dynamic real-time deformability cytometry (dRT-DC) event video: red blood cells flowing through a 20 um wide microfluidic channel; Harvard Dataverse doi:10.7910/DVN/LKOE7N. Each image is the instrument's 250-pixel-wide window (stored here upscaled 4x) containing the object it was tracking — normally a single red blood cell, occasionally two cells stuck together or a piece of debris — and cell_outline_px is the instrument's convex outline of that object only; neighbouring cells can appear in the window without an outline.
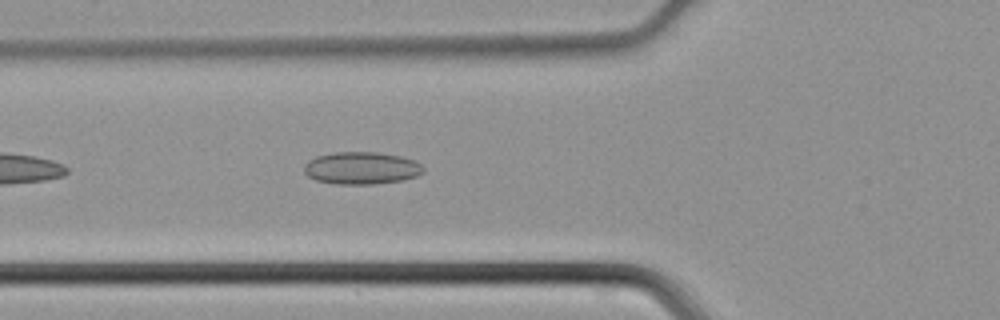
{"species": "common noctule bat (a hibernating species)", "species_latin": "Nyctalus noctula", "temperature_condition": "cold", "stored_images_in_passage": 33, "camera_frame_rate_fps": 3000, "um_per_image_px": 0.085, "animal": {"sex": "male", "body_mass_g": 21.5, "forearm_length_mm": 52.0}, "frame": {"image": 1, "passage_image": 3, "time_ms": 0.667, "image_size_px": [1000, 320], "cell_outline_px": [[424, 172], [416, 176], [404, 180], [372, 184], [336, 184], [316, 180], [308, 176], [304, 172], [304, 164], [308, 160], [316, 156], [336, 152], [376, 152], [400, 156], [412, 160], [420, 164], [424, 168]], "centroid_in_image_um": [30.71, 14.29], "position_along_channel_um": 95.1, "area_um2": 22.48}}
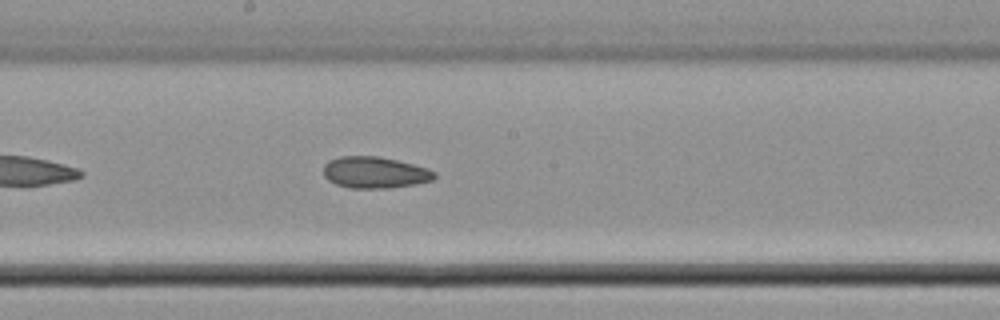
{"frame": {"image": 2, "passage_image": 11, "time_ms": 3.333, "image_size_px": [1000, 320], "cell_outline_px": [[436, 176], [432, 180], [416, 184], [388, 188], [352, 188], [336, 184], [328, 180], [324, 176], [324, 164], [328, 160], [340, 156], [380, 156], [428, 168], [436, 172]], "centroid_in_image_um": [31.85, 14.65], "position_along_channel_um": 216.3, "area_um2": 20.4}}
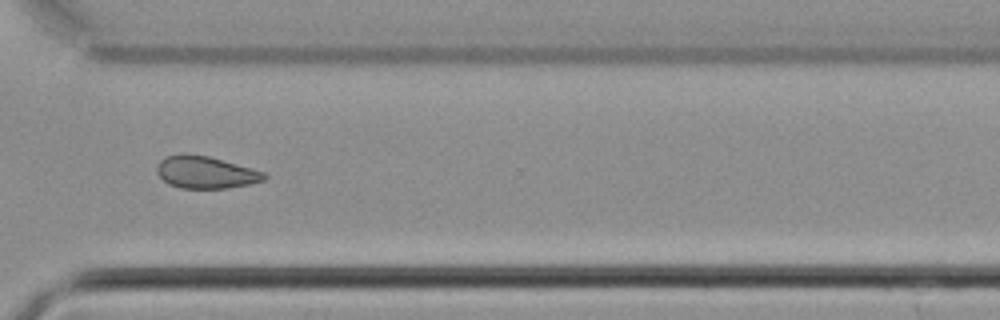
{"frame": {"image": 3, "passage_image": 20, "time_ms": 6.333, "image_size_px": [1000, 320], "cell_outline_px": [[268, 176], [264, 180], [248, 184], [224, 188], [180, 188], [168, 184], [156, 172], [156, 168], [160, 160], [168, 156], [208, 156], [252, 168], [264, 172]], "centroid_in_image_um": [17.5, 14.68], "position_along_channel_um": 353.1, "area_um2": 19.54}}